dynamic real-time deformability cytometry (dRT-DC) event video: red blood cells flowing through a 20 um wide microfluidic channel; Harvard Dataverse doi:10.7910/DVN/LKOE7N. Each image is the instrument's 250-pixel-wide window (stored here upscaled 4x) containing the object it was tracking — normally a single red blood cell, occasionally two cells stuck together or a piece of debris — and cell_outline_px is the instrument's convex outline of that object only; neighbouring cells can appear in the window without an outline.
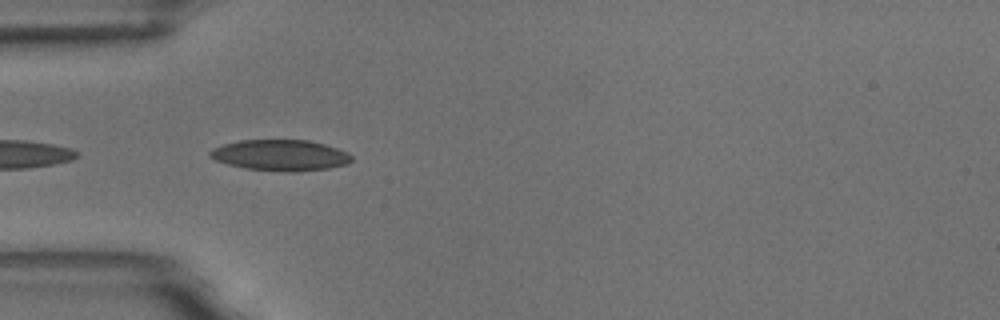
{"species": "common noctule bat (a hibernating species)", "species_latin": "Nyctalus noctula", "temperature_condition": "room temperature", "stored_images_in_passage": 6, "camera_frame_rate_fps": 3000, "um_per_image_px": 0.085, "animal": {"sex": "male", "body_mass_g": 18.8}, "frame": {"image": 1, "passage_image": 2, "time_ms": 1.0, "image_size_px": [1000, 320], "cell_outline_px": [[352, 160], [348, 164], [328, 168], [296, 172], [288, 172], [244, 168], [228, 164], [216, 160], [208, 156], [208, 152], [212, 148], [224, 144], [240, 140], [308, 140], [324, 144], [348, 152], [352, 156]], "centroid_in_image_um": [23.83, 13.19], "position_along_channel_um": 61.2, "area_um2": 25.61}}